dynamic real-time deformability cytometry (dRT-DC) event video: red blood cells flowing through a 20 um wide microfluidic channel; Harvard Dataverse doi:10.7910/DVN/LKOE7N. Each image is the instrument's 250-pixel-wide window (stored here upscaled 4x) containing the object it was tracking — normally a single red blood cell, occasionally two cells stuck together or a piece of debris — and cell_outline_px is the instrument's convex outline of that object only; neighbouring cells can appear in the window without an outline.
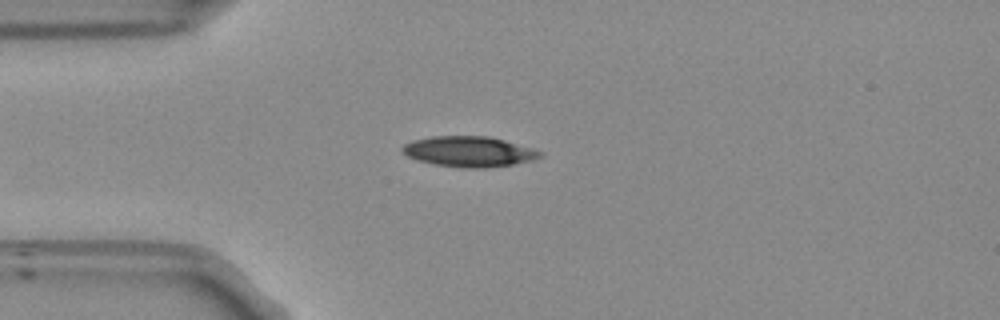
{"species": "Egyptian fruit bat (a non-hibernating species)", "species_latin": "Rousettus aegyptiacus", "temperature_condition": "room temperature", "stored_images_in_passage": 38, "camera_frame_rate_fps": 3000, "um_per_image_px": 0.085, "frame": {"image": 1, "passage_image": 2, "time_ms": 0.333, "image_size_px": [1000, 320], "cell_outline_px": [[540, 156], [532, 160], [512, 164], [488, 168], [464, 168], [436, 164], [416, 160], [408, 156], [400, 148], [404, 144], [412, 140], [432, 136], [488, 136], [504, 140], [532, 148], [540, 152]], "centroid_in_image_um": [39.82, 12.88], "position_along_channel_um": 45.2, "area_um2": 24.22}}
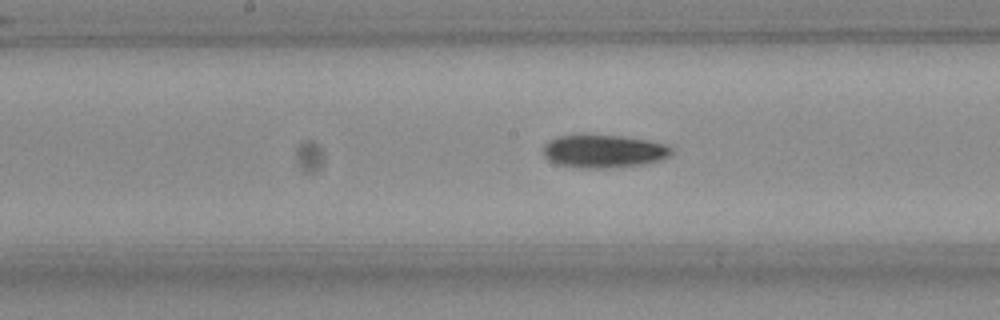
{"frame": {"image": 2, "passage_image": 15, "time_ms": 4.667, "image_size_px": [1000, 320], "cell_outline_px": [[672, 152], [668, 156], [656, 160], [636, 164], [560, 164], [544, 156], [544, 144], [548, 140], [556, 136], [576, 132], [588, 132], [624, 136], [648, 140], [668, 144], [672, 148]], "centroid_in_image_um": [51.28, 12.69], "position_along_channel_um": 196.9, "area_um2": 23.7}}
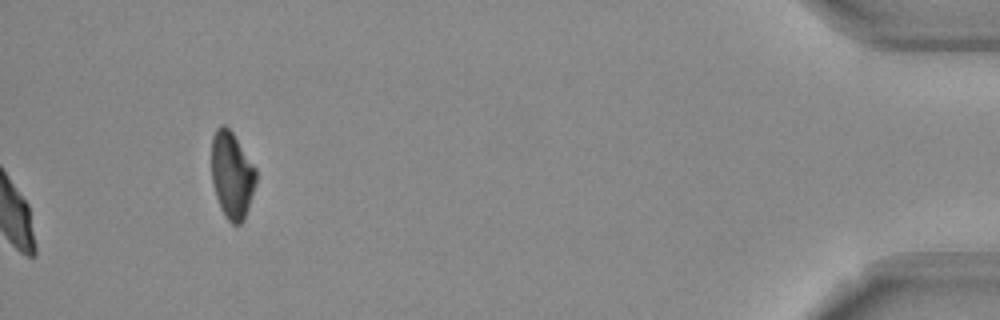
{"frame": {"image": 3, "passage_image": 38, "time_ms": 12.333, "image_size_px": [1000, 320], "cell_outline_px": [[256, 184], [244, 220], [240, 224], [232, 224], [224, 216], [220, 208], [212, 184], [212, 136], [216, 128], [220, 124], [224, 124], [232, 132], [256, 168]], "centroid_in_image_um": [19.71, 14.89], "position_along_channel_um": 415.5, "area_um2": 22.6}, "authors_computed_cell_mechanics": {"area_um2": 24.0159, "velocity_mm_per_s": 3.8081, "shape_relaxation_time_tau1_ms": 6.541, "shape_relaxation_time_tau2_ms": 8.901, "deformation_change_tau1": 0.1669, "deformation_change_tau2": 0.1638}}